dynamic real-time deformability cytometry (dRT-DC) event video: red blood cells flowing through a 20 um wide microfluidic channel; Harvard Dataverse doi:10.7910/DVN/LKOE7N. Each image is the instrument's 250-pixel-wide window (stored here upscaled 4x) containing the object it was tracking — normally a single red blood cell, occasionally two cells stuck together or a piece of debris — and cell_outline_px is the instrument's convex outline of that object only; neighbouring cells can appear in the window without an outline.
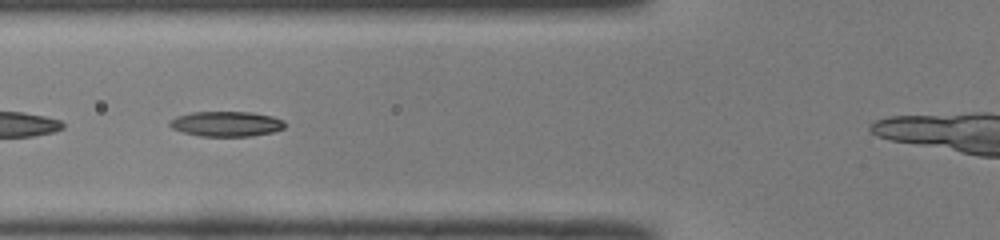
{"species": "common noctule bat (a hibernating species)", "species_latin": "Nyctalus noctula", "temperature_condition": "room temperature", "stored_images_in_passage": 36, "camera_frame_rate_fps": 3000, "um_per_image_px": 0.085, "animal": {"sex": "male", "body_mass_g": 19.0, "forearm_length_mm": 50.8}, "frame": {"image": 1, "passage_image": 11, "time_ms": 3.333, "image_size_px": [1000, 240], "cell_outline_px": [[284, 128], [272, 132], [252, 136], [200, 136], [184, 132], [172, 128], [168, 124], [168, 120], [176, 116], [192, 112], [252, 112], [272, 116], [284, 120]], "centroid_in_image_um": [19.22, 10.52], "position_along_channel_um": 106.6, "area_um2": 16.88}}
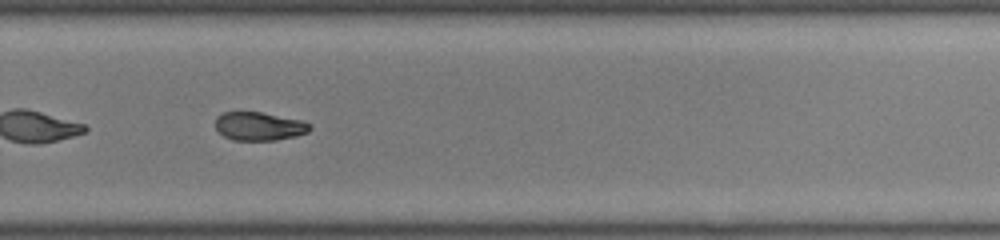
{"frame": {"image": 2, "passage_image": 26, "time_ms": 8.333, "image_size_px": [1000, 240], "cell_outline_px": [[312, 128], [308, 132], [296, 136], [276, 140], [232, 140], [224, 136], [216, 128], [216, 116], [224, 112], [240, 108], [304, 120], [312, 124]], "centroid_in_image_um": [22.02, 10.68], "position_along_channel_um": 307.8, "area_um2": 16.36}}